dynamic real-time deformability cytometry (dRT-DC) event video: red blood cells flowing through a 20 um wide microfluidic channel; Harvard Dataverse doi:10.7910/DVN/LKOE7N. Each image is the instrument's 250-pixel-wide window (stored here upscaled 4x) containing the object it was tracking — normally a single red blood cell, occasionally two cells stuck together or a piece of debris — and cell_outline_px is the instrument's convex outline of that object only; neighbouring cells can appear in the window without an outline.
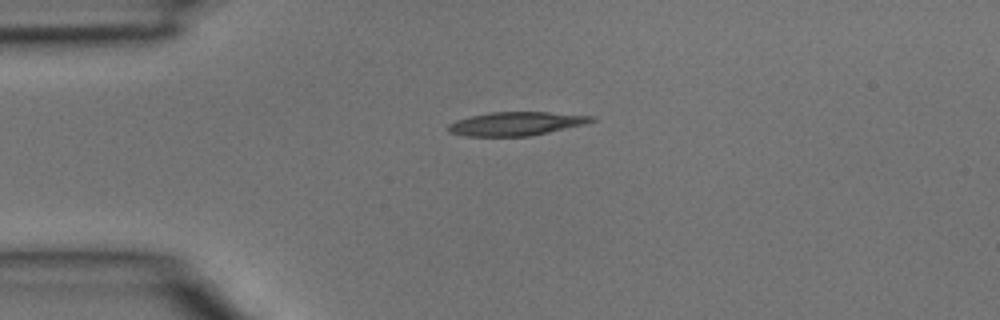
{"species": "common noctule bat (a hibernating species)", "species_latin": "Nyctalus noctula", "temperature_condition": "room temperature", "stored_images_in_passage": 2, "camera_frame_rate_fps": 3000, "um_per_image_px": 0.085, "animal": {"sex": "male", "body_mass_g": 15.6}, "frame": {"image": 1, "passage_image": 2, "time_ms": 0.333, "image_size_px": [1000, 320], "cell_outline_px": [[596, 120], [584, 124], [548, 132], [528, 136], [464, 136], [448, 132], [448, 124], [456, 120], [472, 116], [492, 112], [548, 112], [596, 116]], "centroid_in_image_um": [43.86, 10.51], "position_along_channel_um": 41.1, "area_um2": 19.59}}